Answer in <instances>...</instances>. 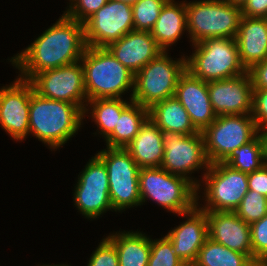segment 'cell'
I'll list each match as a JSON object with an SVG mask.
<instances>
[{
  "instance_id": "obj_1",
  "label": "cell",
  "mask_w": 267,
  "mask_h": 266,
  "mask_svg": "<svg viewBox=\"0 0 267 266\" xmlns=\"http://www.w3.org/2000/svg\"><path fill=\"white\" fill-rule=\"evenodd\" d=\"M86 47L84 24L63 14L10 62L21 71L19 78L30 81L42 71L80 61Z\"/></svg>"
},
{
  "instance_id": "obj_2",
  "label": "cell",
  "mask_w": 267,
  "mask_h": 266,
  "mask_svg": "<svg viewBox=\"0 0 267 266\" xmlns=\"http://www.w3.org/2000/svg\"><path fill=\"white\" fill-rule=\"evenodd\" d=\"M84 111L65 101L31 94L29 109V133L53 149L61 147L76 133L81 125Z\"/></svg>"
},
{
  "instance_id": "obj_3",
  "label": "cell",
  "mask_w": 267,
  "mask_h": 266,
  "mask_svg": "<svg viewBox=\"0 0 267 266\" xmlns=\"http://www.w3.org/2000/svg\"><path fill=\"white\" fill-rule=\"evenodd\" d=\"M82 67L87 101L92 99L121 98L133 88L135 74L119 62L106 47H89L83 52Z\"/></svg>"
},
{
  "instance_id": "obj_4",
  "label": "cell",
  "mask_w": 267,
  "mask_h": 266,
  "mask_svg": "<svg viewBox=\"0 0 267 266\" xmlns=\"http://www.w3.org/2000/svg\"><path fill=\"white\" fill-rule=\"evenodd\" d=\"M186 70L205 82L233 78L248 72L242 65L236 38H207L193 44Z\"/></svg>"
},
{
  "instance_id": "obj_5",
  "label": "cell",
  "mask_w": 267,
  "mask_h": 266,
  "mask_svg": "<svg viewBox=\"0 0 267 266\" xmlns=\"http://www.w3.org/2000/svg\"><path fill=\"white\" fill-rule=\"evenodd\" d=\"M185 5L187 31L193 44L207 38H236L242 19L241 7L225 0H203Z\"/></svg>"
},
{
  "instance_id": "obj_6",
  "label": "cell",
  "mask_w": 267,
  "mask_h": 266,
  "mask_svg": "<svg viewBox=\"0 0 267 266\" xmlns=\"http://www.w3.org/2000/svg\"><path fill=\"white\" fill-rule=\"evenodd\" d=\"M139 193L141 203L151 198L178 215L190 211L198 200L196 187L188 179L161 167L140 168Z\"/></svg>"
},
{
  "instance_id": "obj_7",
  "label": "cell",
  "mask_w": 267,
  "mask_h": 266,
  "mask_svg": "<svg viewBox=\"0 0 267 266\" xmlns=\"http://www.w3.org/2000/svg\"><path fill=\"white\" fill-rule=\"evenodd\" d=\"M185 71V57L174 61L162 51L135 74L131 100L149 109L155 103L173 97Z\"/></svg>"
},
{
  "instance_id": "obj_8",
  "label": "cell",
  "mask_w": 267,
  "mask_h": 266,
  "mask_svg": "<svg viewBox=\"0 0 267 266\" xmlns=\"http://www.w3.org/2000/svg\"><path fill=\"white\" fill-rule=\"evenodd\" d=\"M210 164L223 162L233 150L252 141L259 129L251 114L220 115L202 132Z\"/></svg>"
},
{
  "instance_id": "obj_9",
  "label": "cell",
  "mask_w": 267,
  "mask_h": 266,
  "mask_svg": "<svg viewBox=\"0 0 267 266\" xmlns=\"http://www.w3.org/2000/svg\"><path fill=\"white\" fill-rule=\"evenodd\" d=\"M108 173L109 198L113 210L121 211L141 205L139 193L140 167L124 148H108L96 154Z\"/></svg>"
},
{
  "instance_id": "obj_10",
  "label": "cell",
  "mask_w": 267,
  "mask_h": 266,
  "mask_svg": "<svg viewBox=\"0 0 267 266\" xmlns=\"http://www.w3.org/2000/svg\"><path fill=\"white\" fill-rule=\"evenodd\" d=\"M164 145L161 168L171 174L188 179L196 190L201 185L187 176L188 173L203 166L208 169L210 163L206 156L204 138L201 132L192 135H183L171 131L161 130Z\"/></svg>"
},
{
  "instance_id": "obj_11",
  "label": "cell",
  "mask_w": 267,
  "mask_h": 266,
  "mask_svg": "<svg viewBox=\"0 0 267 266\" xmlns=\"http://www.w3.org/2000/svg\"><path fill=\"white\" fill-rule=\"evenodd\" d=\"M205 179L204 211H235L248 192V174L231 168L224 162L210 164Z\"/></svg>"
},
{
  "instance_id": "obj_12",
  "label": "cell",
  "mask_w": 267,
  "mask_h": 266,
  "mask_svg": "<svg viewBox=\"0 0 267 266\" xmlns=\"http://www.w3.org/2000/svg\"><path fill=\"white\" fill-rule=\"evenodd\" d=\"M30 82L34 91L40 96L77 104L84 111V115L88 112L86 109L88 105L84 104L87 102V96L84 71L80 61L42 71L36 74Z\"/></svg>"
},
{
  "instance_id": "obj_13",
  "label": "cell",
  "mask_w": 267,
  "mask_h": 266,
  "mask_svg": "<svg viewBox=\"0 0 267 266\" xmlns=\"http://www.w3.org/2000/svg\"><path fill=\"white\" fill-rule=\"evenodd\" d=\"M83 24L86 46L107 47L134 30L132 5L108 0Z\"/></svg>"
},
{
  "instance_id": "obj_14",
  "label": "cell",
  "mask_w": 267,
  "mask_h": 266,
  "mask_svg": "<svg viewBox=\"0 0 267 266\" xmlns=\"http://www.w3.org/2000/svg\"><path fill=\"white\" fill-rule=\"evenodd\" d=\"M75 186L74 200L84 216L97 218L113 209L109 198V181L106 166L95 155L87 163Z\"/></svg>"
},
{
  "instance_id": "obj_15",
  "label": "cell",
  "mask_w": 267,
  "mask_h": 266,
  "mask_svg": "<svg viewBox=\"0 0 267 266\" xmlns=\"http://www.w3.org/2000/svg\"><path fill=\"white\" fill-rule=\"evenodd\" d=\"M34 88L30 81L17 80L0 90V124L16 141L29 134L30 98Z\"/></svg>"
},
{
  "instance_id": "obj_16",
  "label": "cell",
  "mask_w": 267,
  "mask_h": 266,
  "mask_svg": "<svg viewBox=\"0 0 267 266\" xmlns=\"http://www.w3.org/2000/svg\"><path fill=\"white\" fill-rule=\"evenodd\" d=\"M208 93L217 116L252 113L253 84L249 72L208 82Z\"/></svg>"
},
{
  "instance_id": "obj_17",
  "label": "cell",
  "mask_w": 267,
  "mask_h": 266,
  "mask_svg": "<svg viewBox=\"0 0 267 266\" xmlns=\"http://www.w3.org/2000/svg\"><path fill=\"white\" fill-rule=\"evenodd\" d=\"M174 96L188 112L192 124L199 132L217 118L209 98L208 82L193 76L188 70L180 76Z\"/></svg>"
},
{
  "instance_id": "obj_18",
  "label": "cell",
  "mask_w": 267,
  "mask_h": 266,
  "mask_svg": "<svg viewBox=\"0 0 267 266\" xmlns=\"http://www.w3.org/2000/svg\"><path fill=\"white\" fill-rule=\"evenodd\" d=\"M197 204L182 214L189 216L187 221L165 235L171 242L175 254L184 262L194 263L199 250L209 237L206 211Z\"/></svg>"
},
{
  "instance_id": "obj_19",
  "label": "cell",
  "mask_w": 267,
  "mask_h": 266,
  "mask_svg": "<svg viewBox=\"0 0 267 266\" xmlns=\"http://www.w3.org/2000/svg\"><path fill=\"white\" fill-rule=\"evenodd\" d=\"M209 238L252 259L250 224L234 211H206Z\"/></svg>"
},
{
  "instance_id": "obj_20",
  "label": "cell",
  "mask_w": 267,
  "mask_h": 266,
  "mask_svg": "<svg viewBox=\"0 0 267 266\" xmlns=\"http://www.w3.org/2000/svg\"><path fill=\"white\" fill-rule=\"evenodd\" d=\"M106 48L134 74L163 51L150 32L136 30L130 31Z\"/></svg>"
},
{
  "instance_id": "obj_21",
  "label": "cell",
  "mask_w": 267,
  "mask_h": 266,
  "mask_svg": "<svg viewBox=\"0 0 267 266\" xmlns=\"http://www.w3.org/2000/svg\"><path fill=\"white\" fill-rule=\"evenodd\" d=\"M239 57L248 71L267 59V18L242 16L236 36Z\"/></svg>"
},
{
  "instance_id": "obj_22",
  "label": "cell",
  "mask_w": 267,
  "mask_h": 266,
  "mask_svg": "<svg viewBox=\"0 0 267 266\" xmlns=\"http://www.w3.org/2000/svg\"><path fill=\"white\" fill-rule=\"evenodd\" d=\"M124 149L140 168L160 167L164 154L161 129L148 119Z\"/></svg>"
},
{
  "instance_id": "obj_23",
  "label": "cell",
  "mask_w": 267,
  "mask_h": 266,
  "mask_svg": "<svg viewBox=\"0 0 267 266\" xmlns=\"http://www.w3.org/2000/svg\"><path fill=\"white\" fill-rule=\"evenodd\" d=\"M184 30H187L185 3L177 4L173 0H168L150 33L158 46L167 51V47L177 42Z\"/></svg>"
},
{
  "instance_id": "obj_24",
  "label": "cell",
  "mask_w": 267,
  "mask_h": 266,
  "mask_svg": "<svg viewBox=\"0 0 267 266\" xmlns=\"http://www.w3.org/2000/svg\"><path fill=\"white\" fill-rule=\"evenodd\" d=\"M148 113L149 119L161 130L183 135L199 133L188 112L175 96L155 103L148 109Z\"/></svg>"
},
{
  "instance_id": "obj_25",
  "label": "cell",
  "mask_w": 267,
  "mask_h": 266,
  "mask_svg": "<svg viewBox=\"0 0 267 266\" xmlns=\"http://www.w3.org/2000/svg\"><path fill=\"white\" fill-rule=\"evenodd\" d=\"M116 248L119 266H147L151 239L139 232L116 233L106 237Z\"/></svg>"
},
{
  "instance_id": "obj_26",
  "label": "cell",
  "mask_w": 267,
  "mask_h": 266,
  "mask_svg": "<svg viewBox=\"0 0 267 266\" xmlns=\"http://www.w3.org/2000/svg\"><path fill=\"white\" fill-rule=\"evenodd\" d=\"M148 119V108L131 100L121 112L114 131L106 138L107 147L125 148Z\"/></svg>"
},
{
  "instance_id": "obj_27",
  "label": "cell",
  "mask_w": 267,
  "mask_h": 266,
  "mask_svg": "<svg viewBox=\"0 0 267 266\" xmlns=\"http://www.w3.org/2000/svg\"><path fill=\"white\" fill-rule=\"evenodd\" d=\"M194 263L196 266H257L247 254L231 250L209 237Z\"/></svg>"
},
{
  "instance_id": "obj_28",
  "label": "cell",
  "mask_w": 267,
  "mask_h": 266,
  "mask_svg": "<svg viewBox=\"0 0 267 266\" xmlns=\"http://www.w3.org/2000/svg\"><path fill=\"white\" fill-rule=\"evenodd\" d=\"M223 162L247 174L260 169L265 164L264 144L260 134L247 144L233 150Z\"/></svg>"
},
{
  "instance_id": "obj_29",
  "label": "cell",
  "mask_w": 267,
  "mask_h": 266,
  "mask_svg": "<svg viewBox=\"0 0 267 266\" xmlns=\"http://www.w3.org/2000/svg\"><path fill=\"white\" fill-rule=\"evenodd\" d=\"M92 105V118L100 128L101 135L106 139L118 122L121 112L129 105L122 98L92 99L88 101Z\"/></svg>"
},
{
  "instance_id": "obj_30",
  "label": "cell",
  "mask_w": 267,
  "mask_h": 266,
  "mask_svg": "<svg viewBox=\"0 0 267 266\" xmlns=\"http://www.w3.org/2000/svg\"><path fill=\"white\" fill-rule=\"evenodd\" d=\"M168 0H137L132 5L134 30L150 32Z\"/></svg>"
},
{
  "instance_id": "obj_31",
  "label": "cell",
  "mask_w": 267,
  "mask_h": 266,
  "mask_svg": "<svg viewBox=\"0 0 267 266\" xmlns=\"http://www.w3.org/2000/svg\"><path fill=\"white\" fill-rule=\"evenodd\" d=\"M234 212L248 224L258 221L267 214V197L248 190Z\"/></svg>"
},
{
  "instance_id": "obj_32",
  "label": "cell",
  "mask_w": 267,
  "mask_h": 266,
  "mask_svg": "<svg viewBox=\"0 0 267 266\" xmlns=\"http://www.w3.org/2000/svg\"><path fill=\"white\" fill-rule=\"evenodd\" d=\"M184 261L179 258L172 247V242L165 236L151 240V253L147 266H181Z\"/></svg>"
},
{
  "instance_id": "obj_33",
  "label": "cell",
  "mask_w": 267,
  "mask_h": 266,
  "mask_svg": "<svg viewBox=\"0 0 267 266\" xmlns=\"http://www.w3.org/2000/svg\"><path fill=\"white\" fill-rule=\"evenodd\" d=\"M252 260L258 262L267 254V214L250 224Z\"/></svg>"
},
{
  "instance_id": "obj_34",
  "label": "cell",
  "mask_w": 267,
  "mask_h": 266,
  "mask_svg": "<svg viewBox=\"0 0 267 266\" xmlns=\"http://www.w3.org/2000/svg\"><path fill=\"white\" fill-rule=\"evenodd\" d=\"M71 6L64 14L73 20L84 23L96 11L103 7L108 0H70Z\"/></svg>"
},
{
  "instance_id": "obj_35",
  "label": "cell",
  "mask_w": 267,
  "mask_h": 266,
  "mask_svg": "<svg viewBox=\"0 0 267 266\" xmlns=\"http://www.w3.org/2000/svg\"><path fill=\"white\" fill-rule=\"evenodd\" d=\"M87 266H119L115 246L107 238L103 239L92 254Z\"/></svg>"
},
{
  "instance_id": "obj_36",
  "label": "cell",
  "mask_w": 267,
  "mask_h": 266,
  "mask_svg": "<svg viewBox=\"0 0 267 266\" xmlns=\"http://www.w3.org/2000/svg\"><path fill=\"white\" fill-rule=\"evenodd\" d=\"M251 116L259 131L267 127V89H253Z\"/></svg>"
},
{
  "instance_id": "obj_37",
  "label": "cell",
  "mask_w": 267,
  "mask_h": 266,
  "mask_svg": "<svg viewBox=\"0 0 267 266\" xmlns=\"http://www.w3.org/2000/svg\"><path fill=\"white\" fill-rule=\"evenodd\" d=\"M249 190L257 191L267 197V165L264 164L260 169L248 174Z\"/></svg>"
},
{
  "instance_id": "obj_38",
  "label": "cell",
  "mask_w": 267,
  "mask_h": 266,
  "mask_svg": "<svg viewBox=\"0 0 267 266\" xmlns=\"http://www.w3.org/2000/svg\"><path fill=\"white\" fill-rule=\"evenodd\" d=\"M248 72L252 79L253 89H267V59L255 64Z\"/></svg>"
},
{
  "instance_id": "obj_39",
  "label": "cell",
  "mask_w": 267,
  "mask_h": 266,
  "mask_svg": "<svg viewBox=\"0 0 267 266\" xmlns=\"http://www.w3.org/2000/svg\"><path fill=\"white\" fill-rule=\"evenodd\" d=\"M241 11L242 16L267 18V0H248Z\"/></svg>"
},
{
  "instance_id": "obj_40",
  "label": "cell",
  "mask_w": 267,
  "mask_h": 266,
  "mask_svg": "<svg viewBox=\"0 0 267 266\" xmlns=\"http://www.w3.org/2000/svg\"><path fill=\"white\" fill-rule=\"evenodd\" d=\"M261 130L262 132L260 133V136L264 144V160H265V164L267 165V127Z\"/></svg>"
},
{
  "instance_id": "obj_41",
  "label": "cell",
  "mask_w": 267,
  "mask_h": 266,
  "mask_svg": "<svg viewBox=\"0 0 267 266\" xmlns=\"http://www.w3.org/2000/svg\"><path fill=\"white\" fill-rule=\"evenodd\" d=\"M228 3L238 6V7H243V5L248 1V0H225Z\"/></svg>"
},
{
  "instance_id": "obj_42",
  "label": "cell",
  "mask_w": 267,
  "mask_h": 266,
  "mask_svg": "<svg viewBox=\"0 0 267 266\" xmlns=\"http://www.w3.org/2000/svg\"><path fill=\"white\" fill-rule=\"evenodd\" d=\"M257 266H267V254L258 262Z\"/></svg>"
},
{
  "instance_id": "obj_43",
  "label": "cell",
  "mask_w": 267,
  "mask_h": 266,
  "mask_svg": "<svg viewBox=\"0 0 267 266\" xmlns=\"http://www.w3.org/2000/svg\"><path fill=\"white\" fill-rule=\"evenodd\" d=\"M116 1H121L130 5H133L137 0H116Z\"/></svg>"
},
{
  "instance_id": "obj_44",
  "label": "cell",
  "mask_w": 267,
  "mask_h": 266,
  "mask_svg": "<svg viewBox=\"0 0 267 266\" xmlns=\"http://www.w3.org/2000/svg\"><path fill=\"white\" fill-rule=\"evenodd\" d=\"M181 266H196V264L184 262Z\"/></svg>"
},
{
  "instance_id": "obj_45",
  "label": "cell",
  "mask_w": 267,
  "mask_h": 266,
  "mask_svg": "<svg viewBox=\"0 0 267 266\" xmlns=\"http://www.w3.org/2000/svg\"><path fill=\"white\" fill-rule=\"evenodd\" d=\"M45 266V265H43ZM46 266H68V265H46Z\"/></svg>"
}]
</instances>
